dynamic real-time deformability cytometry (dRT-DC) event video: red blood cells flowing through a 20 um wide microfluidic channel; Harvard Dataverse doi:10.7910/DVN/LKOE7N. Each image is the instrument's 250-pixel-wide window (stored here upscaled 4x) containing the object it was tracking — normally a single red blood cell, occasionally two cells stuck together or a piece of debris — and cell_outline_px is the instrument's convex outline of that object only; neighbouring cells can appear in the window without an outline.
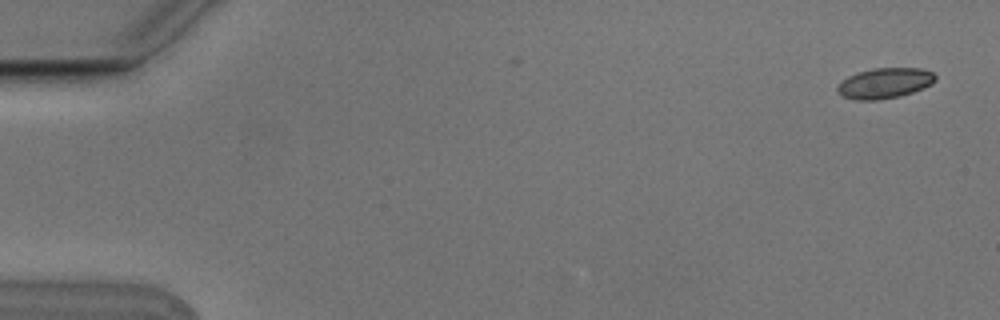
{"species": "Egyptian fruit bat (a non-hibernating species)", "species_latin": "Rousettus aegyptiacus", "temperature_condition": "cold", "stored_images_in_passage": 4, "camera_frame_rate_fps": 3000, "um_per_image_px": 0.085, "animal": {"sex": "male"}, "frame": {"image": 1, "passage_image": 1, "time_ms": 0.0, "image_size_px": [1000, 320], "cell_outline_px": [[936, 80], [932, 84], [924, 88], [900, 96], [876, 100], [856, 100], [844, 96], [836, 92], [836, 88], [848, 76], [872, 68], [920, 68], [932, 72], [936, 76]], "centroid_in_image_um": [75.22, 7.07], "position_along_channel_um": 9.8, "area_um2": 17.28}}